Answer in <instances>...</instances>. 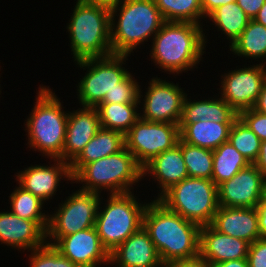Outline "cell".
I'll list each match as a JSON object with an SVG mask.
<instances>
[{
    "mask_svg": "<svg viewBox=\"0 0 266 267\" xmlns=\"http://www.w3.org/2000/svg\"><path fill=\"white\" fill-rule=\"evenodd\" d=\"M210 267H249L247 259L223 261Z\"/></svg>",
    "mask_w": 266,
    "mask_h": 267,
    "instance_id": "ee69618b",
    "label": "cell"
},
{
    "mask_svg": "<svg viewBox=\"0 0 266 267\" xmlns=\"http://www.w3.org/2000/svg\"><path fill=\"white\" fill-rule=\"evenodd\" d=\"M67 23L73 62L112 55L110 10L77 0Z\"/></svg>",
    "mask_w": 266,
    "mask_h": 267,
    "instance_id": "5b68a950",
    "label": "cell"
},
{
    "mask_svg": "<svg viewBox=\"0 0 266 267\" xmlns=\"http://www.w3.org/2000/svg\"><path fill=\"white\" fill-rule=\"evenodd\" d=\"M249 164L247 159L229 141L222 143L213 150V172L211 180L218 187L223 182L230 180Z\"/></svg>",
    "mask_w": 266,
    "mask_h": 267,
    "instance_id": "f1b7e54d",
    "label": "cell"
},
{
    "mask_svg": "<svg viewBox=\"0 0 266 267\" xmlns=\"http://www.w3.org/2000/svg\"><path fill=\"white\" fill-rule=\"evenodd\" d=\"M247 261L249 267H266V238H259L249 245Z\"/></svg>",
    "mask_w": 266,
    "mask_h": 267,
    "instance_id": "8d00e7d4",
    "label": "cell"
},
{
    "mask_svg": "<svg viewBox=\"0 0 266 267\" xmlns=\"http://www.w3.org/2000/svg\"><path fill=\"white\" fill-rule=\"evenodd\" d=\"M53 247L79 267L110 265V254L103 247L95 227L63 236Z\"/></svg>",
    "mask_w": 266,
    "mask_h": 267,
    "instance_id": "2e32d148",
    "label": "cell"
},
{
    "mask_svg": "<svg viewBox=\"0 0 266 267\" xmlns=\"http://www.w3.org/2000/svg\"><path fill=\"white\" fill-rule=\"evenodd\" d=\"M211 225L217 231L249 244L261 238L257 208L219 206Z\"/></svg>",
    "mask_w": 266,
    "mask_h": 267,
    "instance_id": "7402d4cb",
    "label": "cell"
},
{
    "mask_svg": "<svg viewBox=\"0 0 266 267\" xmlns=\"http://www.w3.org/2000/svg\"><path fill=\"white\" fill-rule=\"evenodd\" d=\"M229 70L221 75L218 94L238 114L255 106L266 80V65L253 64L244 68Z\"/></svg>",
    "mask_w": 266,
    "mask_h": 267,
    "instance_id": "4fadbf2b",
    "label": "cell"
},
{
    "mask_svg": "<svg viewBox=\"0 0 266 267\" xmlns=\"http://www.w3.org/2000/svg\"><path fill=\"white\" fill-rule=\"evenodd\" d=\"M253 20H255L257 23L262 24L266 27V2L260 8L258 14Z\"/></svg>",
    "mask_w": 266,
    "mask_h": 267,
    "instance_id": "bcb514c9",
    "label": "cell"
},
{
    "mask_svg": "<svg viewBox=\"0 0 266 267\" xmlns=\"http://www.w3.org/2000/svg\"><path fill=\"white\" fill-rule=\"evenodd\" d=\"M208 99L191 100L186 94L183 101L182 116L179 124H191L201 122L234 123L239 114L227 104L219 94ZM188 96V97H187Z\"/></svg>",
    "mask_w": 266,
    "mask_h": 267,
    "instance_id": "603a6c76",
    "label": "cell"
},
{
    "mask_svg": "<svg viewBox=\"0 0 266 267\" xmlns=\"http://www.w3.org/2000/svg\"><path fill=\"white\" fill-rule=\"evenodd\" d=\"M207 18L205 21L210 20L212 22L210 25H214L217 31H221V34L226 36L229 48L240 37L242 31L251 20L237 2L221 5Z\"/></svg>",
    "mask_w": 266,
    "mask_h": 267,
    "instance_id": "4316f807",
    "label": "cell"
},
{
    "mask_svg": "<svg viewBox=\"0 0 266 267\" xmlns=\"http://www.w3.org/2000/svg\"><path fill=\"white\" fill-rule=\"evenodd\" d=\"M236 2V0H201L203 15L207 17L221 5Z\"/></svg>",
    "mask_w": 266,
    "mask_h": 267,
    "instance_id": "ab89813d",
    "label": "cell"
},
{
    "mask_svg": "<svg viewBox=\"0 0 266 267\" xmlns=\"http://www.w3.org/2000/svg\"><path fill=\"white\" fill-rule=\"evenodd\" d=\"M129 55H110L103 58H88L74 62L78 68L86 70L78 82L77 96L80 107H96L106 94L120 86L131 72L125 65Z\"/></svg>",
    "mask_w": 266,
    "mask_h": 267,
    "instance_id": "9c48e42d",
    "label": "cell"
},
{
    "mask_svg": "<svg viewBox=\"0 0 266 267\" xmlns=\"http://www.w3.org/2000/svg\"><path fill=\"white\" fill-rule=\"evenodd\" d=\"M203 27L196 23L165 21L151 41V62L164 70L162 72L176 76L198 68L208 42Z\"/></svg>",
    "mask_w": 266,
    "mask_h": 267,
    "instance_id": "7a4b0ae2",
    "label": "cell"
},
{
    "mask_svg": "<svg viewBox=\"0 0 266 267\" xmlns=\"http://www.w3.org/2000/svg\"><path fill=\"white\" fill-rule=\"evenodd\" d=\"M263 198L266 199V174L263 177Z\"/></svg>",
    "mask_w": 266,
    "mask_h": 267,
    "instance_id": "7dc6e473",
    "label": "cell"
},
{
    "mask_svg": "<svg viewBox=\"0 0 266 267\" xmlns=\"http://www.w3.org/2000/svg\"><path fill=\"white\" fill-rule=\"evenodd\" d=\"M142 167L125 147L112 155L84 165L74 176L72 184L82 185L80 189L101 194H123L133 192L141 182Z\"/></svg>",
    "mask_w": 266,
    "mask_h": 267,
    "instance_id": "8992f818",
    "label": "cell"
},
{
    "mask_svg": "<svg viewBox=\"0 0 266 267\" xmlns=\"http://www.w3.org/2000/svg\"><path fill=\"white\" fill-rule=\"evenodd\" d=\"M253 109L261 114H266V80L264 81L261 92Z\"/></svg>",
    "mask_w": 266,
    "mask_h": 267,
    "instance_id": "b9f144b4",
    "label": "cell"
},
{
    "mask_svg": "<svg viewBox=\"0 0 266 267\" xmlns=\"http://www.w3.org/2000/svg\"><path fill=\"white\" fill-rule=\"evenodd\" d=\"M167 209L200 227L210 225L218 210V187L212 180L187 177L158 199Z\"/></svg>",
    "mask_w": 266,
    "mask_h": 267,
    "instance_id": "ba28073f",
    "label": "cell"
},
{
    "mask_svg": "<svg viewBox=\"0 0 266 267\" xmlns=\"http://www.w3.org/2000/svg\"><path fill=\"white\" fill-rule=\"evenodd\" d=\"M101 128L96 107L69 111L62 160L71 164Z\"/></svg>",
    "mask_w": 266,
    "mask_h": 267,
    "instance_id": "e0dca14e",
    "label": "cell"
},
{
    "mask_svg": "<svg viewBox=\"0 0 266 267\" xmlns=\"http://www.w3.org/2000/svg\"><path fill=\"white\" fill-rule=\"evenodd\" d=\"M71 192L66 200H61L54 213L49 214L47 244L53 246L63 236L95 227L101 194L82 189Z\"/></svg>",
    "mask_w": 266,
    "mask_h": 267,
    "instance_id": "30bf717a",
    "label": "cell"
},
{
    "mask_svg": "<svg viewBox=\"0 0 266 267\" xmlns=\"http://www.w3.org/2000/svg\"><path fill=\"white\" fill-rule=\"evenodd\" d=\"M254 164L263 174H266V140L261 142L259 157Z\"/></svg>",
    "mask_w": 266,
    "mask_h": 267,
    "instance_id": "7bdbcfd3",
    "label": "cell"
},
{
    "mask_svg": "<svg viewBox=\"0 0 266 267\" xmlns=\"http://www.w3.org/2000/svg\"><path fill=\"white\" fill-rule=\"evenodd\" d=\"M180 148L189 177L212 179L213 150L187 144L180 139Z\"/></svg>",
    "mask_w": 266,
    "mask_h": 267,
    "instance_id": "1f68e13d",
    "label": "cell"
},
{
    "mask_svg": "<svg viewBox=\"0 0 266 267\" xmlns=\"http://www.w3.org/2000/svg\"><path fill=\"white\" fill-rule=\"evenodd\" d=\"M125 147L124 134L101 127L70 164L72 177L86 164L121 151Z\"/></svg>",
    "mask_w": 266,
    "mask_h": 267,
    "instance_id": "cb8c5ba5",
    "label": "cell"
},
{
    "mask_svg": "<svg viewBox=\"0 0 266 267\" xmlns=\"http://www.w3.org/2000/svg\"><path fill=\"white\" fill-rule=\"evenodd\" d=\"M168 81L158 76L151 78L145 89V94L141 91L140 85L138 101L142 120L179 125L183 101L187 93L184 91L185 88L179 86V83L175 84Z\"/></svg>",
    "mask_w": 266,
    "mask_h": 267,
    "instance_id": "7c38bea8",
    "label": "cell"
},
{
    "mask_svg": "<svg viewBox=\"0 0 266 267\" xmlns=\"http://www.w3.org/2000/svg\"><path fill=\"white\" fill-rule=\"evenodd\" d=\"M256 208L258 212V223L261 237L266 238V199L262 197Z\"/></svg>",
    "mask_w": 266,
    "mask_h": 267,
    "instance_id": "60d3db41",
    "label": "cell"
},
{
    "mask_svg": "<svg viewBox=\"0 0 266 267\" xmlns=\"http://www.w3.org/2000/svg\"><path fill=\"white\" fill-rule=\"evenodd\" d=\"M233 123L201 122L179 124L180 139L187 144L215 150L228 141Z\"/></svg>",
    "mask_w": 266,
    "mask_h": 267,
    "instance_id": "d4e9b609",
    "label": "cell"
},
{
    "mask_svg": "<svg viewBox=\"0 0 266 267\" xmlns=\"http://www.w3.org/2000/svg\"><path fill=\"white\" fill-rule=\"evenodd\" d=\"M13 190L10 196H8L10 211L19 218L35 221L46 232L49 223V213L46 211L47 214H45L43 209L45 202L19 185Z\"/></svg>",
    "mask_w": 266,
    "mask_h": 267,
    "instance_id": "83f0119b",
    "label": "cell"
},
{
    "mask_svg": "<svg viewBox=\"0 0 266 267\" xmlns=\"http://www.w3.org/2000/svg\"><path fill=\"white\" fill-rule=\"evenodd\" d=\"M143 228L164 265L199 256L200 226L170 211L157 199L149 201L145 208Z\"/></svg>",
    "mask_w": 266,
    "mask_h": 267,
    "instance_id": "6da1fadb",
    "label": "cell"
},
{
    "mask_svg": "<svg viewBox=\"0 0 266 267\" xmlns=\"http://www.w3.org/2000/svg\"><path fill=\"white\" fill-rule=\"evenodd\" d=\"M147 204V201L143 203L139 200L134 192L108 194L107 199L101 198L95 228L109 254L143 226Z\"/></svg>",
    "mask_w": 266,
    "mask_h": 267,
    "instance_id": "52a82bcc",
    "label": "cell"
},
{
    "mask_svg": "<svg viewBox=\"0 0 266 267\" xmlns=\"http://www.w3.org/2000/svg\"><path fill=\"white\" fill-rule=\"evenodd\" d=\"M28 260L29 267H79L47 243L40 248L31 250Z\"/></svg>",
    "mask_w": 266,
    "mask_h": 267,
    "instance_id": "836d02e7",
    "label": "cell"
},
{
    "mask_svg": "<svg viewBox=\"0 0 266 267\" xmlns=\"http://www.w3.org/2000/svg\"><path fill=\"white\" fill-rule=\"evenodd\" d=\"M131 73L124 81L120 82V86L113 88L109 94H106L104 99L99 104H131L139 103L140 85Z\"/></svg>",
    "mask_w": 266,
    "mask_h": 267,
    "instance_id": "e575fe53",
    "label": "cell"
},
{
    "mask_svg": "<svg viewBox=\"0 0 266 267\" xmlns=\"http://www.w3.org/2000/svg\"><path fill=\"white\" fill-rule=\"evenodd\" d=\"M54 162V163H52ZM52 163V164H50ZM49 165L35 164L15 173L17 184L47 203L60 189L61 180L72 184L70 164L61 159H50Z\"/></svg>",
    "mask_w": 266,
    "mask_h": 267,
    "instance_id": "5bb4252c",
    "label": "cell"
},
{
    "mask_svg": "<svg viewBox=\"0 0 266 267\" xmlns=\"http://www.w3.org/2000/svg\"><path fill=\"white\" fill-rule=\"evenodd\" d=\"M83 1L97 6H102L111 10L114 7H117L123 0H83Z\"/></svg>",
    "mask_w": 266,
    "mask_h": 267,
    "instance_id": "f6af8a7d",
    "label": "cell"
},
{
    "mask_svg": "<svg viewBox=\"0 0 266 267\" xmlns=\"http://www.w3.org/2000/svg\"><path fill=\"white\" fill-rule=\"evenodd\" d=\"M115 267H164L158 252L143 226L110 253Z\"/></svg>",
    "mask_w": 266,
    "mask_h": 267,
    "instance_id": "d6986e66",
    "label": "cell"
},
{
    "mask_svg": "<svg viewBox=\"0 0 266 267\" xmlns=\"http://www.w3.org/2000/svg\"><path fill=\"white\" fill-rule=\"evenodd\" d=\"M139 107V103H110L96 106L101 127L119 131L124 135L140 118Z\"/></svg>",
    "mask_w": 266,
    "mask_h": 267,
    "instance_id": "f546056e",
    "label": "cell"
},
{
    "mask_svg": "<svg viewBox=\"0 0 266 267\" xmlns=\"http://www.w3.org/2000/svg\"><path fill=\"white\" fill-rule=\"evenodd\" d=\"M0 242L11 249L29 252L47 243L46 232L35 221L19 218L10 210L0 211Z\"/></svg>",
    "mask_w": 266,
    "mask_h": 267,
    "instance_id": "ac0fdd59",
    "label": "cell"
},
{
    "mask_svg": "<svg viewBox=\"0 0 266 267\" xmlns=\"http://www.w3.org/2000/svg\"><path fill=\"white\" fill-rule=\"evenodd\" d=\"M239 117L261 141L266 140V114H261L251 108L241 111Z\"/></svg>",
    "mask_w": 266,
    "mask_h": 267,
    "instance_id": "d590c367",
    "label": "cell"
},
{
    "mask_svg": "<svg viewBox=\"0 0 266 267\" xmlns=\"http://www.w3.org/2000/svg\"><path fill=\"white\" fill-rule=\"evenodd\" d=\"M164 22L154 0H123L110 10L112 53L131 56L153 39Z\"/></svg>",
    "mask_w": 266,
    "mask_h": 267,
    "instance_id": "277c9868",
    "label": "cell"
},
{
    "mask_svg": "<svg viewBox=\"0 0 266 267\" xmlns=\"http://www.w3.org/2000/svg\"><path fill=\"white\" fill-rule=\"evenodd\" d=\"M228 141L250 164L257 161L262 141L240 117L234 121L230 128Z\"/></svg>",
    "mask_w": 266,
    "mask_h": 267,
    "instance_id": "d6a6232c",
    "label": "cell"
},
{
    "mask_svg": "<svg viewBox=\"0 0 266 267\" xmlns=\"http://www.w3.org/2000/svg\"><path fill=\"white\" fill-rule=\"evenodd\" d=\"M164 267H210V265L204 258L199 255L192 259L173 261L166 264Z\"/></svg>",
    "mask_w": 266,
    "mask_h": 267,
    "instance_id": "f35d334b",
    "label": "cell"
},
{
    "mask_svg": "<svg viewBox=\"0 0 266 267\" xmlns=\"http://www.w3.org/2000/svg\"><path fill=\"white\" fill-rule=\"evenodd\" d=\"M229 49L235 56L244 57L246 60L251 59V62L257 59L258 62L260 60V64H266V27L255 20H250Z\"/></svg>",
    "mask_w": 266,
    "mask_h": 267,
    "instance_id": "484cf974",
    "label": "cell"
},
{
    "mask_svg": "<svg viewBox=\"0 0 266 267\" xmlns=\"http://www.w3.org/2000/svg\"><path fill=\"white\" fill-rule=\"evenodd\" d=\"M35 101L24 123L28 147L42 157L62 160L69 111L49 86L39 85Z\"/></svg>",
    "mask_w": 266,
    "mask_h": 267,
    "instance_id": "3957f363",
    "label": "cell"
},
{
    "mask_svg": "<svg viewBox=\"0 0 266 267\" xmlns=\"http://www.w3.org/2000/svg\"><path fill=\"white\" fill-rule=\"evenodd\" d=\"M164 21L203 25L201 0H154ZM200 19V20H199ZM202 21V22H201Z\"/></svg>",
    "mask_w": 266,
    "mask_h": 267,
    "instance_id": "4dcf8cb0",
    "label": "cell"
},
{
    "mask_svg": "<svg viewBox=\"0 0 266 267\" xmlns=\"http://www.w3.org/2000/svg\"><path fill=\"white\" fill-rule=\"evenodd\" d=\"M142 176V180L150 176L157 183V188L160 190L154 199H158L170 187L189 177L180 148V139L173 148L162 152L148 162L142 168Z\"/></svg>",
    "mask_w": 266,
    "mask_h": 267,
    "instance_id": "44dd1931",
    "label": "cell"
},
{
    "mask_svg": "<svg viewBox=\"0 0 266 267\" xmlns=\"http://www.w3.org/2000/svg\"><path fill=\"white\" fill-rule=\"evenodd\" d=\"M263 177L255 164H249L218 186L219 206L256 208L263 197Z\"/></svg>",
    "mask_w": 266,
    "mask_h": 267,
    "instance_id": "9a60e30c",
    "label": "cell"
},
{
    "mask_svg": "<svg viewBox=\"0 0 266 267\" xmlns=\"http://www.w3.org/2000/svg\"><path fill=\"white\" fill-rule=\"evenodd\" d=\"M179 139V125L141 118L124 135L125 148L142 168L155 156L177 145Z\"/></svg>",
    "mask_w": 266,
    "mask_h": 267,
    "instance_id": "8fae6325",
    "label": "cell"
},
{
    "mask_svg": "<svg viewBox=\"0 0 266 267\" xmlns=\"http://www.w3.org/2000/svg\"><path fill=\"white\" fill-rule=\"evenodd\" d=\"M240 8L253 20L266 0H236Z\"/></svg>",
    "mask_w": 266,
    "mask_h": 267,
    "instance_id": "74e56055",
    "label": "cell"
},
{
    "mask_svg": "<svg viewBox=\"0 0 266 267\" xmlns=\"http://www.w3.org/2000/svg\"><path fill=\"white\" fill-rule=\"evenodd\" d=\"M249 243L217 231L211 224L200 227L199 255L209 265L247 259Z\"/></svg>",
    "mask_w": 266,
    "mask_h": 267,
    "instance_id": "ffe728a7",
    "label": "cell"
}]
</instances>
